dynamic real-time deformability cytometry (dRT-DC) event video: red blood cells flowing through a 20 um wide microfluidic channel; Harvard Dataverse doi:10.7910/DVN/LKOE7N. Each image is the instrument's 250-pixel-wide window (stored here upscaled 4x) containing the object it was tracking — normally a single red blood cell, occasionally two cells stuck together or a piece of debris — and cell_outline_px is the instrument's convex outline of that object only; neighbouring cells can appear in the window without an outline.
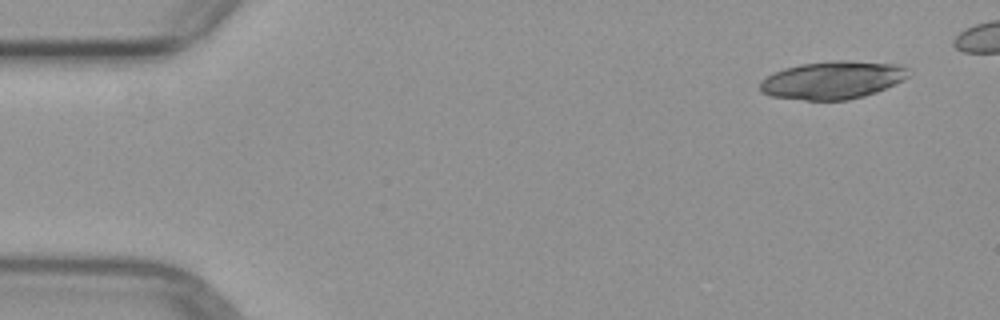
{"species": "common noctule bat (a hibernating species)", "species_latin": "Nyctalus noctula", "temperature_condition": "warm", "stored_images_in_passage": 9, "camera_frame_rate_fps": 3000, "um_per_image_px": 0.085, "animal": {"sex": "female", "body_mass_g": 29.2, "forearm_length_mm": 56.3}, "frame": {"image": 1, "passage_image": 1, "time_ms": 0.0, "image_size_px": [1000, 320], "cell_outline_px": [[908, 76], [904, 80], [876, 92], [864, 96], [848, 100], [804, 100], [772, 96], [760, 92], [760, 80], [784, 68], [800, 64], [836, 60], [848, 60], [904, 64], [908, 68]], "centroid_in_image_um": [70.8, 6.8], "position_along_channel_um": 14.2, "area_um2": 32.95}}